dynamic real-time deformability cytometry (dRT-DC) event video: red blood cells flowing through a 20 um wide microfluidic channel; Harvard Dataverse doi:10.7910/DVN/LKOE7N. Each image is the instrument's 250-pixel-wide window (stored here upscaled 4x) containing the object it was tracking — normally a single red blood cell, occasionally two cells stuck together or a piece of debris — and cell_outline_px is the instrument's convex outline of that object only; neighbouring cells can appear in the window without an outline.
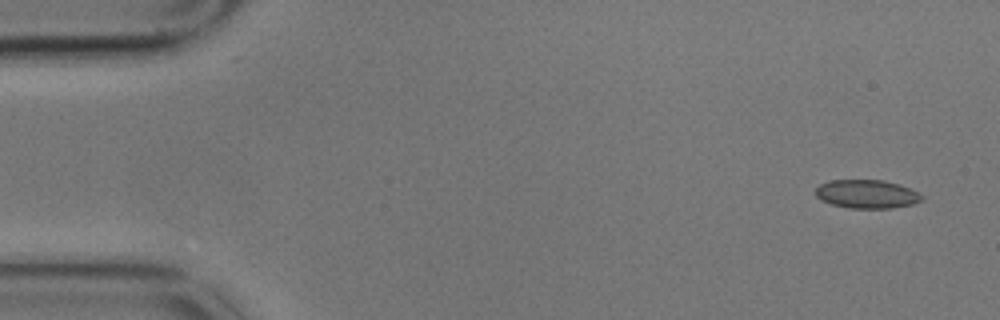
{"species": "common noctule bat (a hibernating species)", "species_latin": "Nyctalus noctula", "temperature_condition": "cold", "stored_images_in_passage": 4, "camera_frame_rate_fps": 3000, "um_per_image_px": 0.085, "animal": {"sex": "male", "body_mass_g": 17.9}, "frame": {"image": 1, "passage_image": 1, "time_ms": 0.0, "image_size_px": [1000, 320], "cell_outline_px": [[924, 196], [920, 200], [912, 204], [892, 208], [848, 208], [832, 204], [820, 200], [816, 196], [816, 188], [820, 184], [828, 180], [884, 180], [900, 184]], "centroid_in_image_um": [73.64, 16.49], "position_along_channel_um": 11.4, "area_um2": 17.63}}
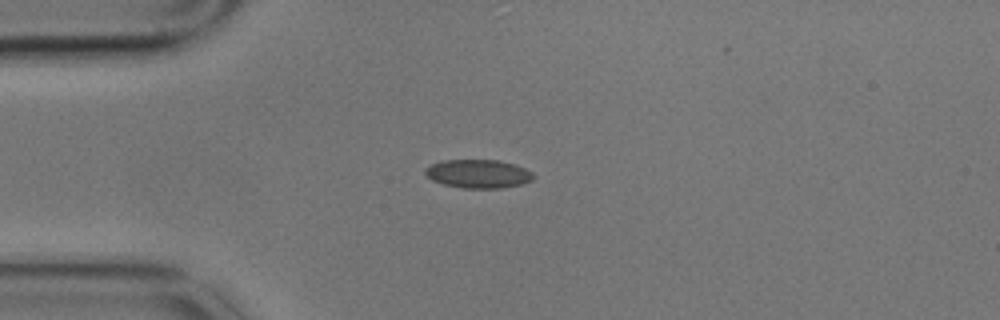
{"frame": {"image": 2, "passage_image": 4, "time_ms": 1.0, "image_size_px": [1000, 320], "cell_outline_px": [[536, 176], [532, 180], [524, 184], [504, 188], [464, 188], [444, 184], [432, 180], [424, 172], [424, 168], [440, 160], [496, 160], [512, 164], [524, 168], [532, 172]], "centroid_in_image_um": [40.66, 14.78], "position_along_channel_um": 44.3, "area_um2": 18.03}}